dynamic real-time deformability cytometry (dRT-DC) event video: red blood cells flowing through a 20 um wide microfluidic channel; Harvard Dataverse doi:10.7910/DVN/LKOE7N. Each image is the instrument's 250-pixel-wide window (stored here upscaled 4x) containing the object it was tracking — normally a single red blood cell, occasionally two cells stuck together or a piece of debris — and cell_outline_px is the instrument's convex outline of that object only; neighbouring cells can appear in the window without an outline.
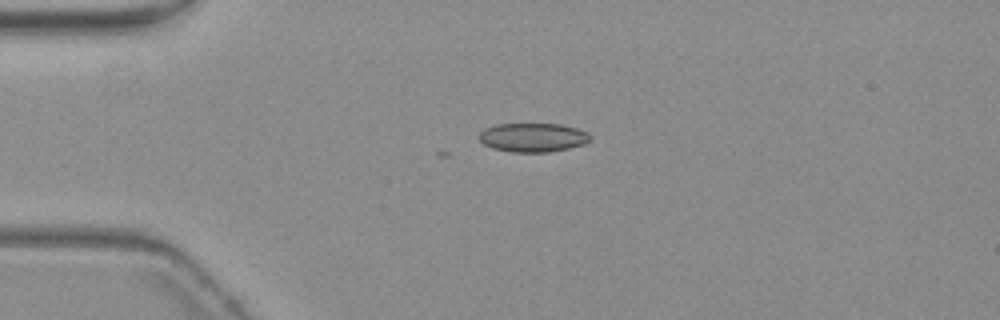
{"species": "common noctule bat (a hibernating species)", "species_latin": "Nyctalus noctula", "temperature_condition": "warm", "stored_images_in_passage": 5, "camera_frame_rate_fps": 3000, "um_per_image_px": 0.085, "animal": {"sex": "female", "body_mass_g": 19.3, "forearm_length_mm": 54.1}, "frame": {"image": 1, "passage_image": 1, "time_ms": 0.0, "image_size_px": [1000, 320], "cell_outline_px": [[592, 140], [584, 144], [568, 148], [548, 152], [512, 152], [492, 148], [484, 144], [476, 136], [484, 128], [496, 124], [560, 124], [576, 128], [588, 132], [592, 136]], "centroid_in_image_um": [45.29, 11.68], "position_along_channel_um": 39.7, "area_um2": 18.9}}